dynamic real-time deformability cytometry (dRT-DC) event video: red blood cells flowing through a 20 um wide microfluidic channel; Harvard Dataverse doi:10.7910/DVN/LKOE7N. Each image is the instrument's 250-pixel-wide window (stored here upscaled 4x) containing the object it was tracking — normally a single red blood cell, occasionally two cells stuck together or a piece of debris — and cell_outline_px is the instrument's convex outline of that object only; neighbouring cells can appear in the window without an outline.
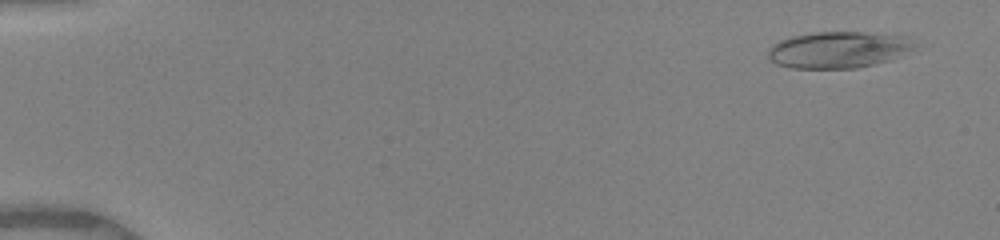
{"species": "human", "species_latin": "Homo sapiens", "temperature_condition": "warm", "stored_images_in_passage": 19, "camera_frame_rate_fps": 3000, "um_per_image_px": 0.085, "donor": {"sex": "female"}, "frame": {"image": 1, "passage_image": 2, "time_ms": 0.667, "image_size_px": [1000, 240], "cell_outline_px": [[916, 44], [912, 48], [888, 60], [856, 68], [792, 68], [776, 64], [768, 56], [768, 52], [780, 40], [792, 36], [816, 32], [864, 32], [908, 36]], "centroid_in_image_um": [71.25, 4.22], "position_along_channel_um": 13.7, "area_um2": 30.63}}
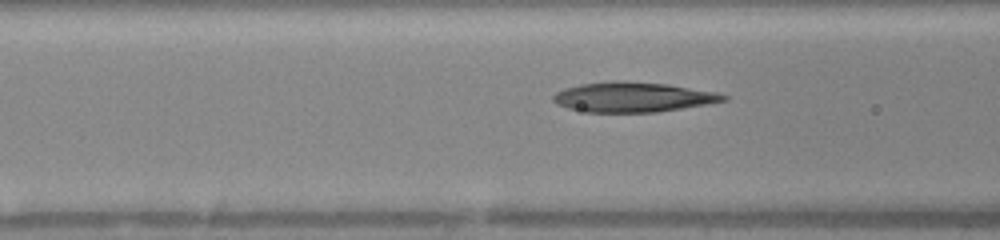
{"frame": {"image": 2, "passage_image": 12, "time_ms": 6.667, "image_size_px": [1000, 240], "cell_outline_px": [[728, 100], [708, 104], [656, 112], [588, 112], [568, 108], [556, 104], [552, 100], [552, 96], [556, 92], [564, 88], [580, 84], [612, 80], [620, 80], [668, 84], [716, 92], [728, 96]], "centroid_in_image_um": [53.78, 8.24], "position_along_channel_um": 112.8, "area_um2": 29.82}}
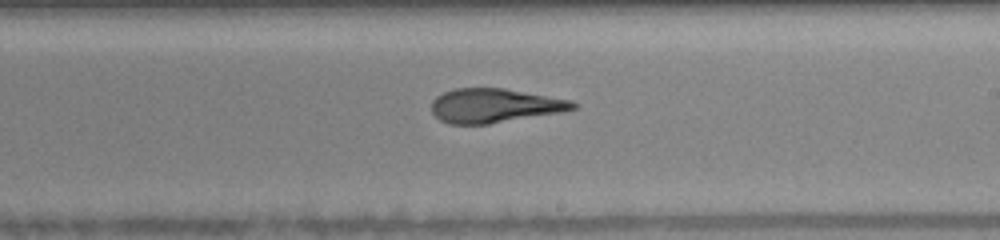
{"frame": {"image": 3, "passage_image": 18, "time_ms": 10.0, "image_size_px": [1000, 240], "cell_outline_px": [[580, 104], [576, 108], [564, 112], [488, 124], [448, 124], [440, 120], [432, 112], [432, 100], [436, 96], [444, 92], [456, 88], [504, 88], [572, 100]], "centroid_in_image_um": [42.07, 8.98], "position_along_channel_um": 246.9, "area_um2": 28.32}}